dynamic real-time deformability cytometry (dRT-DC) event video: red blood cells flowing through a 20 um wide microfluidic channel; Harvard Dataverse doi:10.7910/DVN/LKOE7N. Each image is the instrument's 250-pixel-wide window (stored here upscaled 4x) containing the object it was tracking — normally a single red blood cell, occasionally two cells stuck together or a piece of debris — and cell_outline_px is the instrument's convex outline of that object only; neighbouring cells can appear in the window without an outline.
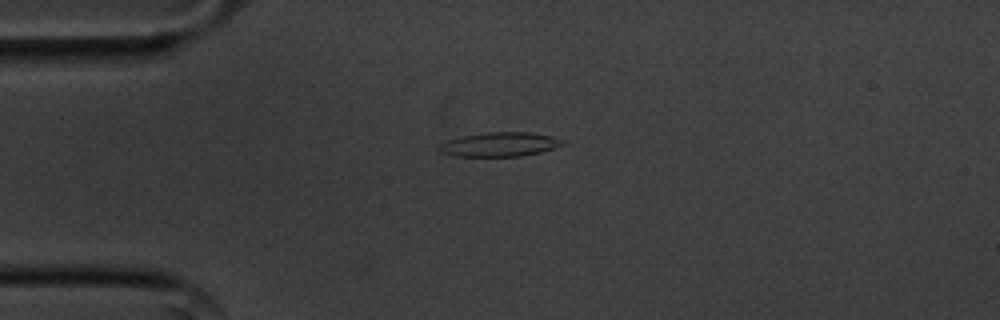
{"species": "common noctule bat (a hibernating species)", "species_latin": "Nyctalus noctula", "temperature_condition": "cold", "stored_images_in_passage": 48, "camera_frame_rate_fps": 3000, "um_per_image_px": 0.085, "animal": {"sex": "male", "body_mass_g": 20.1, "forearm_length_mm": 53.5}, "frame": {"image": 1, "passage_image": 6, "time_ms": 1.667, "image_size_px": [1000, 320], "cell_outline_px": [[564, 144], [540, 152], [520, 156], [452, 156], [440, 152], [436, 148], [440, 144], [448, 140], [464, 136], [488, 132], [532, 132], [552, 136], [564, 140]], "centroid_in_image_um": [42.46, 12.27], "position_along_channel_um": 42.5, "area_um2": 17.34}}
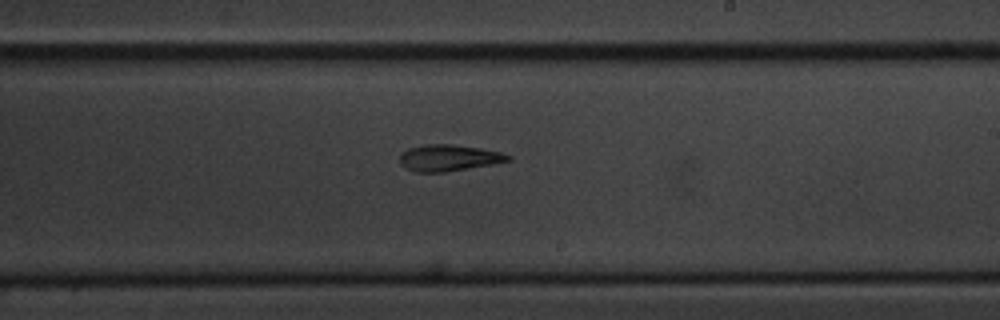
{"frame": {"image": 2, "passage_image": 25, "time_ms": 8.0, "image_size_px": [1000, 320], "cell_outline_px": [[512, 160], [492, 164], [444, 172], [416, 172], [404, 168], [400, 164], [400, 156], [408, 148], [428, 144], [452, 144], [480, 148], [500, 152], [512, 156]], "centroid_in_image_um": [38.14, 13.42], "position_along_channel_um": 250.9, "area_um2": 16.59}}
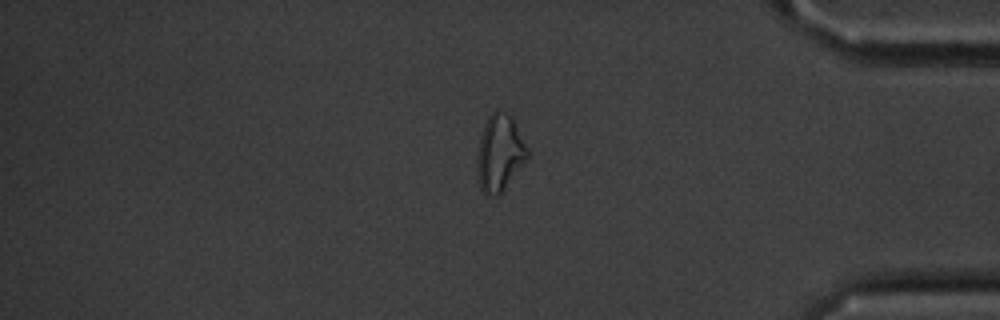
{"frame": {"image": 3, "passage_image": 39, "time_ms": 12.667, "image_size_px": [1000, 320], "cell_outline_px": [[528, 156], [500, 196], [488, 196], [480, 188], [476, 172], [476, 156], [480, 140], [488, 116], [496, 108], [504, 112], [512, 120], [528, 148]], "centroid_in_image_um": [42.44, 13.06], "position_along_channel_um": 392.8, "area_um2": 22.2}, "authors_computed_cell_mechanics": {"area_um2": 17.1377, "velocity_mm_per_s": 3.5968, "shape_relaxation_time_tau1_ms": 4.1704, "shape_relaxation_time_tau2_ms": 11.0012, "deformation_change_tau1": 0.1511, "deformation_change_tau2": 0.2389}}